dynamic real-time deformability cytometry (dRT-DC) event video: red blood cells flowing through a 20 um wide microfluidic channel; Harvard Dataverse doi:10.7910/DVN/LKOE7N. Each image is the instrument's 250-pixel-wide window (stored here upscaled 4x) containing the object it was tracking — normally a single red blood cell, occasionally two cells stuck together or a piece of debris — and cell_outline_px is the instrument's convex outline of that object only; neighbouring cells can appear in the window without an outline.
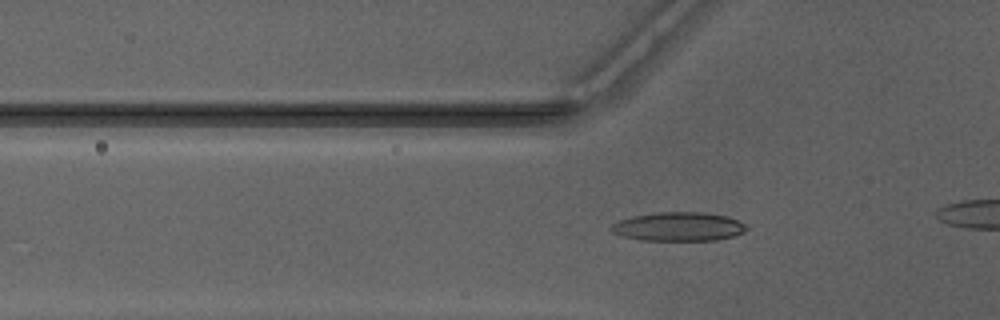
{"species": "Egyptian fruit bat (a non-hibernating species)", "species_latin": "Rousettus aegyptiacus", "temperature_condition": "warm", "stored_images_in_passage": 33, "camera_frame_rate_fps": 3000, "um_per_image_px": 0.085, "animal": {"sex": "male"}, "frame": {"image": 1, "passage_image": 9, "time_ms": 2.667, "image_size_px": [1000, 320], "cell_outline_px": [[748, 228], [744, 232], [736, 236], [716, 240], [640, 240], [624, 236], [612, 232], [612, 224], [620, 220], [632, 216], [656, 212], [704, 212], [728, 216], [744, 224]], "centroid_in_image_um": [57.71, 19.26], "position_along_channel_um": 68.1, "area_um2": 22.72}}
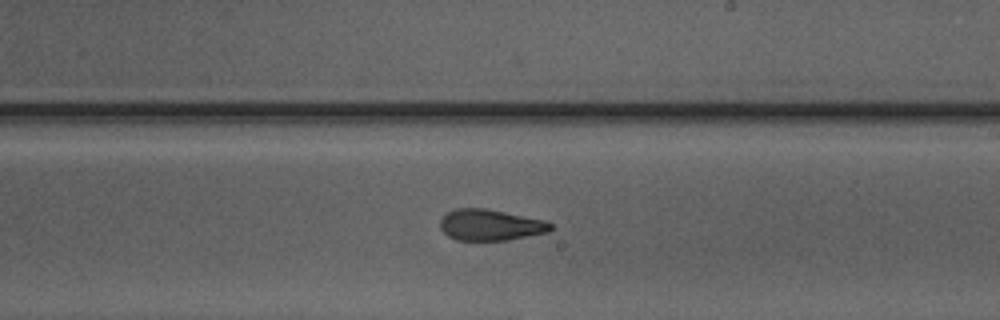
{"frame": {"image": 2, "passage_image": 22, "time_ms": 7.0, "image_size_px": [1000, 320], "cell_outline_px": [[552, 228], [548, 232], [508, 240], [456, 240], [448, 236], [440, 228], [440, 220], [448, 212], [456, 208], [484, 208], [544, 220], [552, 224]], "centroid_in_image_um": [41.66, 19.12], "position_along_channel_um": 247.3, "area_um2": 19.88}}
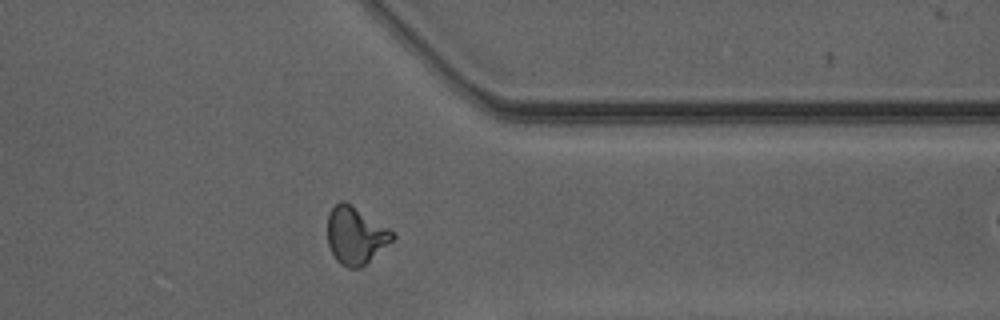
{"frame": {"image": 3, "passage_image": 32, "time_ms": 10.333, "image_size_px": [1000, 320], "cell_outline_px": [[396, 236], [392, 240], [360, 268], [348, 268], [340, 264], [336, 260], [328, 244], [328, 212], [340, 200], [344, 200], [388, 228]], "centroid_in_image_um": [30.19, 20.01], "position_along_channel_um": 381.2, "area_um2": 21.27}}